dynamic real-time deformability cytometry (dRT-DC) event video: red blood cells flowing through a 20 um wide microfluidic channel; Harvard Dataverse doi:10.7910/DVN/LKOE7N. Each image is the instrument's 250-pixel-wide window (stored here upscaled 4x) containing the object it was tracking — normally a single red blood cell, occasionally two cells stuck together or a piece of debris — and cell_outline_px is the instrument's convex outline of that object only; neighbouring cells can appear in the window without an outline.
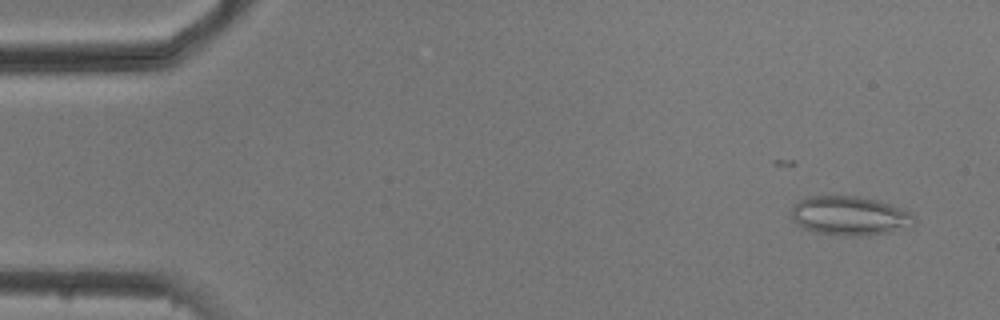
{"species": "common noctule bat (a hibernating species)", "species_latin": "Nyctalus noctula", "temperature_condition": "cold", "stored_images_in_passage": 6, "camera_frame_rate_fps": 3000, "um_per_image_px": 0.085, "animal": {"sex": "male", "body_mass_g": 20.5, "forearm_length_mm": 52.5}, "frame": {"image": 1, "passage_image": 2, "time_ms": 1.333, "image_size_px": [1000, 320], "cell_outline_px": [[916, 224], [912, 228], [892, 232], [868, 236], [848, 236], [812, 232], [800, 228], [792, 220], [792, 208], [800, 200], [808, 196], [856, 196], [876, 200], [904, 208], [916, 220]], "centroid_in_image_um": [72.26, 18.37], "position_along_channel_um": 12.7, "area_um2": 28.55}}